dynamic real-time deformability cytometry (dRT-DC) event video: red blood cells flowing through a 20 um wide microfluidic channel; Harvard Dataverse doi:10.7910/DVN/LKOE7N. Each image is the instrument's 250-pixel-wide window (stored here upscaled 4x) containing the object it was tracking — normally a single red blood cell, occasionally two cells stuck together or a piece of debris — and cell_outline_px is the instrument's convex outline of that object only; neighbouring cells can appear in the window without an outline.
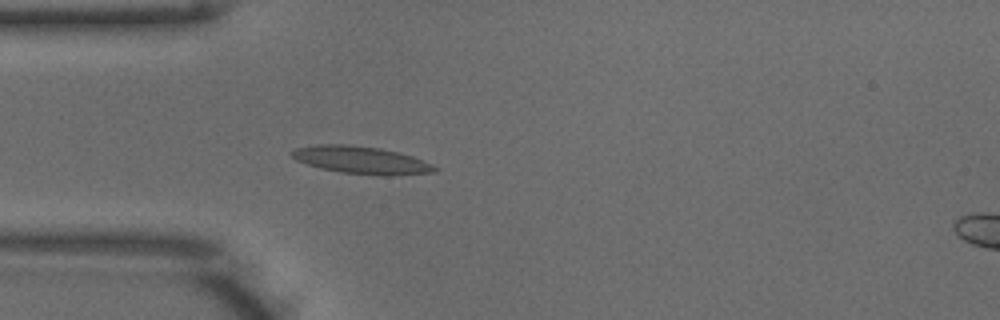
{"species": "common noctule bat (a hibernating species)", "species_latin": "Nyctalus noctula", "temperature_condition": "warm", "stored_images_in_passage": 38, "camera_frame_rate_fps": 3000, "um_per_image_px": 0.085, "animal": {"sex": "male", "body_mass_g": 18.8}, "frame": {"image": 1, "passage_image": 1, "time_ms": 0.0, "image_size_px": [1000, 320], "cell_outline_px": [[440, 168], [436, 172], [388, 176], [380, 176], [340, 172], [320, 168], [296, 160], [288, 152], [296, 148], [316, 144], [348, 144], [380, 148], [412, 156], [432, 164]], "centroid_in_image_um": [30.71, 13.61], "position_along_channel_um": 54.3, "area_um2": 23.06}}
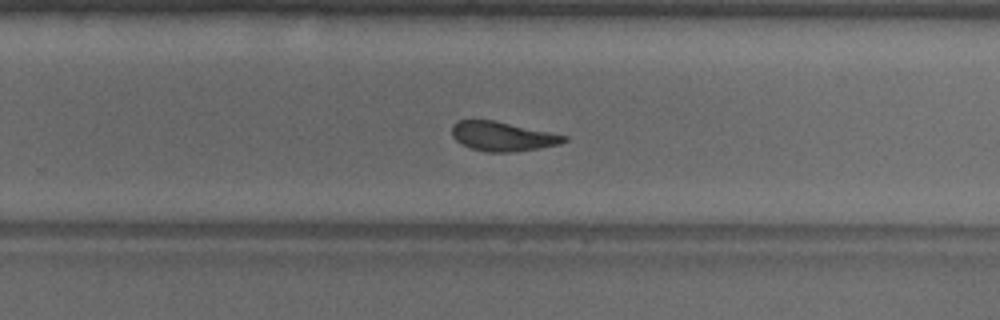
{"frame": {"image": 2, "passage_image": 19, "time_ms": 6.0, "image_size_px": [1000, 320], "cell_outline_px": [[568, 140], [560, 144], [536, 148], [508, 152], [488, 152], [472, 148], [460, 144], [452, 136], [452, 124], [456, 120], [492, 120], [568, 136]], "centroid_in_image_um": [42.67, 11.58], "position_along_channel_um": 287.1, "area_um2": 18.9}}
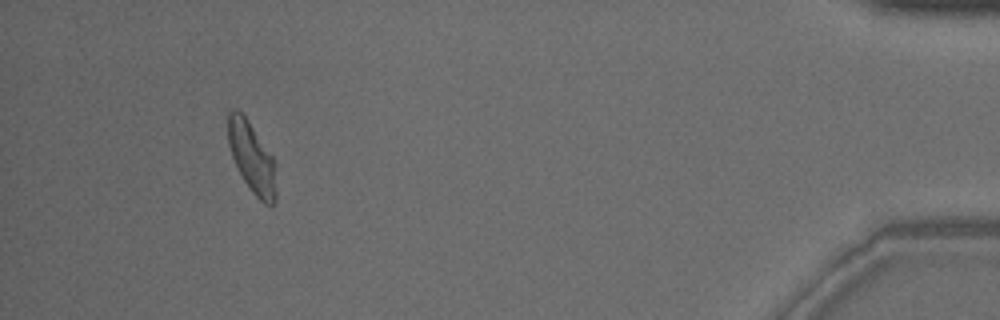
{"frame": {"image": 3, "passage_image": 34, "time_ms": 11.0, "image_size_px": [1000, 320], "cell_outline_px": [[276, 204], [272, 208], [264, 204], [252, 192], [244, 180], [232, 156], [228, 144], [228, 112], [232, 108], [236, 108], [248, 120], [272, 156], [276, 164]], "centroid_in_image_um": [21.44, 13.44], "position_along_channel_um": 413.8, "area_um2": 19.94}, "authors_computed_cell_mechanics": {"area_um2": 20.0277, "velocity_mm_per_s": 3.9399, "shape_relaxation_time_tau1_ms": 5.4944, "shape_relaxation_time_tau2_ms": 2.222, "deformation_change_tau1": 0.1778, "deformation_change_tau2": 0.0942}}